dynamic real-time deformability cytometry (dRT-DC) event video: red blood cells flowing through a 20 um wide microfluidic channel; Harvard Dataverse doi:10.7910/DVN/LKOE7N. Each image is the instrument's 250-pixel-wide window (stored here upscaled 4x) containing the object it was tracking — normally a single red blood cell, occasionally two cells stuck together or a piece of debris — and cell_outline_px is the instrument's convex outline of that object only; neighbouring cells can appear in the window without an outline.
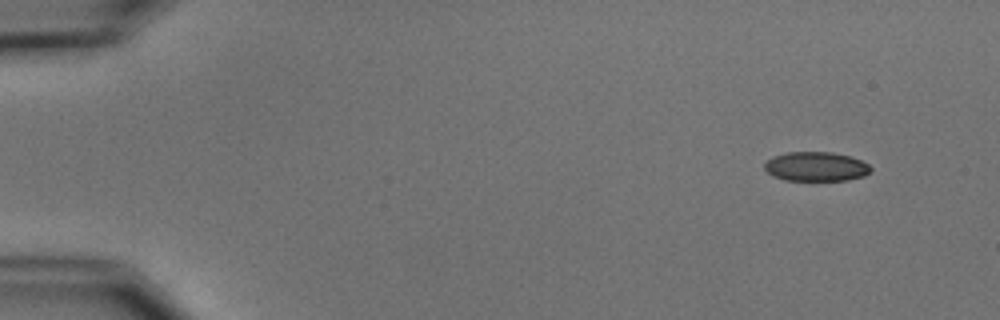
{"species": "common noctule bat (a hibernating species)", "species_latin": "Nyctalus noctula", "temperature_condition": "cold", "stored_images_in_passage": 2, "camera_frame_rate_fps": 3000, "um_per_image_px": 0.085, "animal": {"sex": "male", "body_mass_g": 15.6}, "frame": {"image": 1, "passage_image": 2, "time_ms": 2.333, "image_size_px": [1000, 320], "cell_outline_px": [[872, 172], [864, 176], [848, 180], [784, 180], [772, 176], [764, 168], [764, 164], [772, 156], [788, 152], [832, 152], [852, 156], [868, 164], [872, 168]], "centroid_in_image_um": [69.38, 14.15], "position_along_channel_um": 15.6, "area_um2": 18.32}}